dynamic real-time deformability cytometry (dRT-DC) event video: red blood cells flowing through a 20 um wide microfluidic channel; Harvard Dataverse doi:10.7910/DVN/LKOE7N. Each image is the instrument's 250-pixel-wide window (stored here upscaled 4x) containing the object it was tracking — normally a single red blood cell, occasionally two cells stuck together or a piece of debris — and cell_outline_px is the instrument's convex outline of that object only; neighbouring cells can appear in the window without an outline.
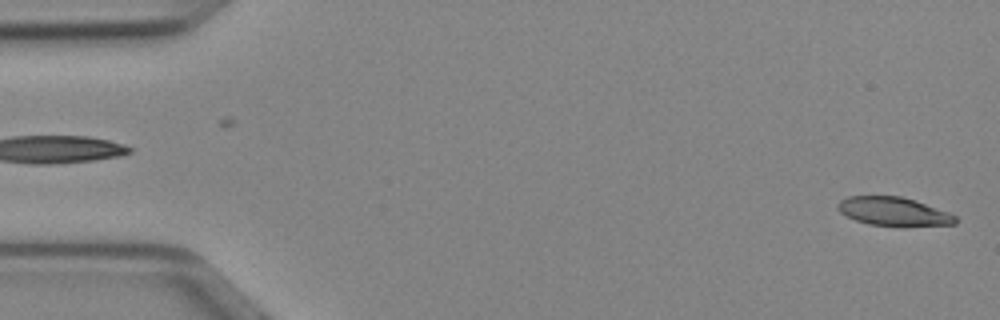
{"species": "Egyptian fruit bat (a non-hibernating species)", "species_latin": "Rousettus aegyptiacus", "temperature_condition": "cold", "stored_images_in_passage": 50, "camera_frame_rate_fps": 3000, "um_per_image_px": 0.085, "animal": {"sex": "female"}, "frame": {"image": 1, "passage_image": 1, "time_ms": 0.0, "image_size_px": [1000, 320], "cell_outline_px": [[956, 224], [904, 228], [868, 224], [856, 220], [840, 212], [836, 208], [836, 204], [840, 200], [848, 196], [900, 196], [948, 212], [956, 216]], "centroid_in_image_um": [75.95, 18.01], "position_along_channel_um": 9.1, "area_um2": 19.94}}
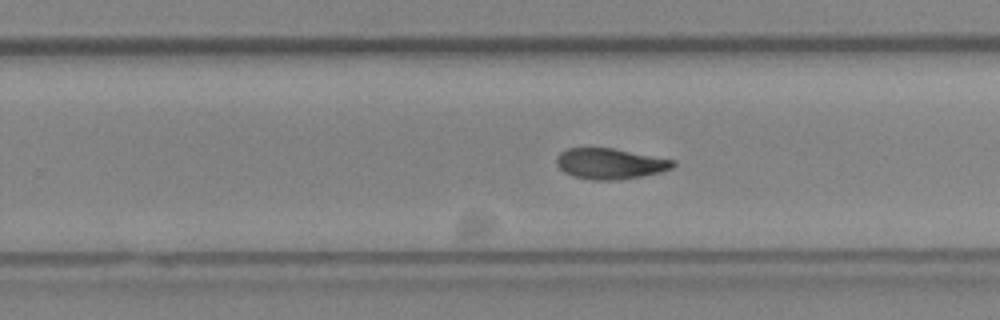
{"frame": {"image": 2, "passage_image": 31, "time_ms": 10.0, "image_size_px": [1000, 320], "cell_outline_px": [[676, 164], [672, 168], [660, 172], [620, 180], [592, 180], [572, 176], [564, 172], [556, 164], [556, 156], [560, 152], [568, 148], [612, 148], [676, 160]], "centroid_in_image_um": [51.84, 13.91], "position_along_channel_um": 278.0, "area_um2": 20.92}}
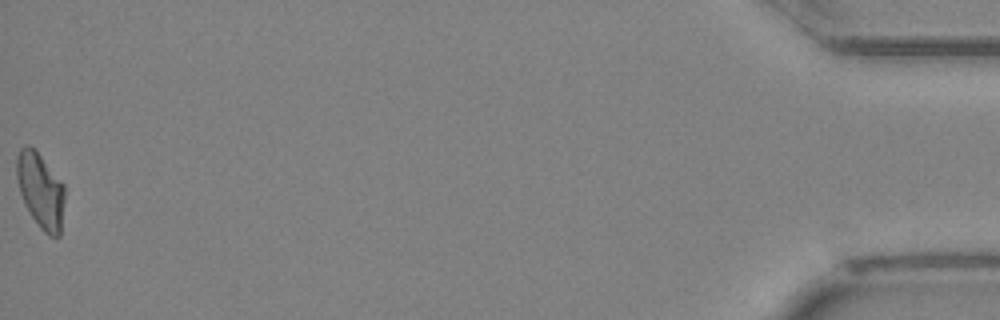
{"frame": {"image": 3, "passage_image": 50, "time_ms": 16.333, "image_size_px": [1000, 320], "cell_outline_px": [[64, 200], [60, 236], [48, 236], [40, 228], [24, 204], [20, 192], [16, 176], [16, 156], [20, 148], [28, 144], [40, 156], [64, 184]], "centroid_in_image_um": [3.43, 16.2], "position_along_channel_um": 431.8, "area_um2": 20.87}, "authors_computed_cell_mechanics": {"area_um2": 21.0392, "velocity_mm_per_s": 4.0217, "shape_relaxation_time_tau1_ms": null, "shape_relaxation_time_tau2_ms": 6.1234, "deformation_change_tau1": null, "deformation_change_tau2": 0.1249}}